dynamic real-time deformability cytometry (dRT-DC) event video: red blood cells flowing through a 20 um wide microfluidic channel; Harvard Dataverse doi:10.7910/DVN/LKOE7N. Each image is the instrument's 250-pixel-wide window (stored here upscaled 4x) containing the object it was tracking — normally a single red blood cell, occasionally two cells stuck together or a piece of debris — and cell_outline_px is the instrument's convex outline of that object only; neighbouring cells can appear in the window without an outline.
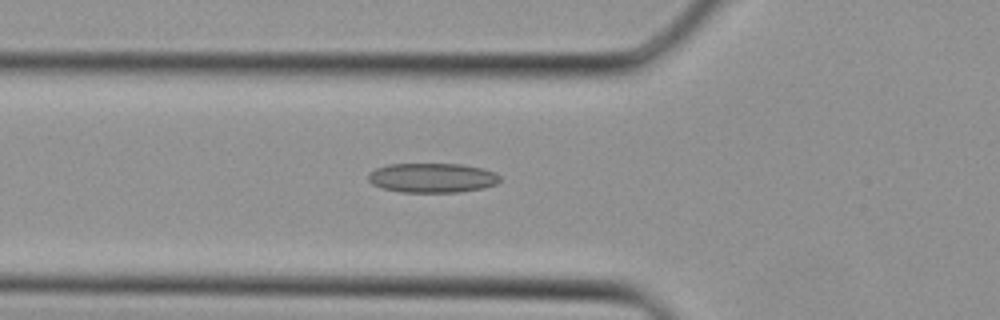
{"species": "Egyptian fruit bat (a non-hibernating species)", "species_latin": "Rousettus aegyptiacus", "temperature_condition": "cold", "stored_images_in_passage": 33, "camera_frame_rate_fps": 3000, "um_per_image_px": 0.085, "animal": {"sex": "female"}, "frame": {"image": 1, "passage_image": 13, "time_ms": 4.0, "image_size_px": [1000, 320], "cell_outline_px": [[500, 180], [496, 184], [484, 188], [460, 192], [400, 192], [380, 188], [372, 184], [368, 180], [368, 172], [376, 168], [388, 164], [460, 164], [484, 168], [496, 172], [500, 176]], "centroid_in_image_um": [36.74, 15.12], "position_along_channel_um": 89.1, "area_um2": 22.95}}
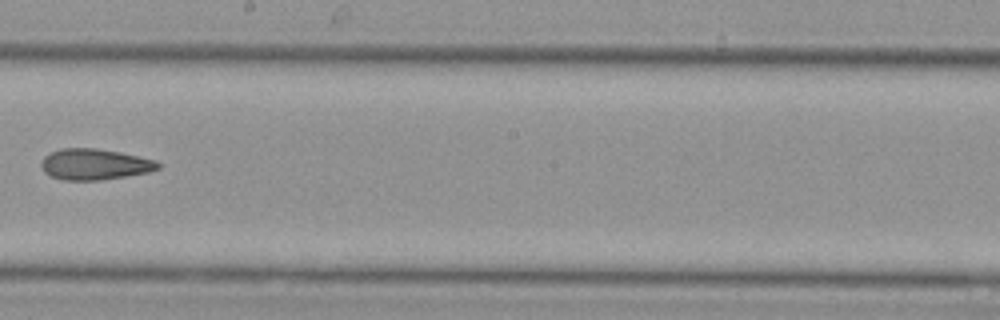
{"frame": {"image": 2, "passage_image": 21, "time_ms": 6.667, "image_size_px": [1000, 320], "cell_outline_px": [[160, 168], [148, 172], [100, 180], [64, 180], [52, 176], [44, 172], [40, 164], [44, 156], [60, 148], [96, 148], [120, 152], [156, 160], [160, 164]], "centroid_in_image_um": [8.03, 13.96], "position_along_channel_um": 240.2, "area_um2": 20.98}}
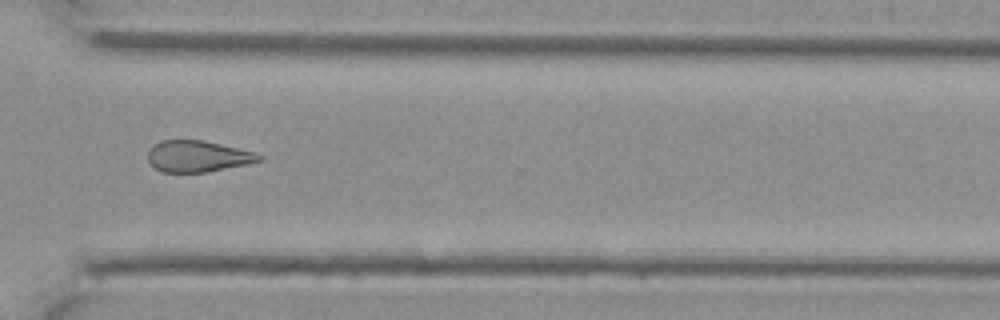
{"frame": {"image": 3, "passage_image": 27, "time_ms": 8.667, "image_size_px": [1000, 320], "cell_outline_px": [[264, 160], [248, 164], [208, 172], [160, 172], [148, 160], [148, 148], [160, 140], [204, 140], [256, 152], [264, 156]], "centroid_in_image_um": [16.84, 13.28], "position_along_channel_um": 353.8, "area_um2": 20.58}}